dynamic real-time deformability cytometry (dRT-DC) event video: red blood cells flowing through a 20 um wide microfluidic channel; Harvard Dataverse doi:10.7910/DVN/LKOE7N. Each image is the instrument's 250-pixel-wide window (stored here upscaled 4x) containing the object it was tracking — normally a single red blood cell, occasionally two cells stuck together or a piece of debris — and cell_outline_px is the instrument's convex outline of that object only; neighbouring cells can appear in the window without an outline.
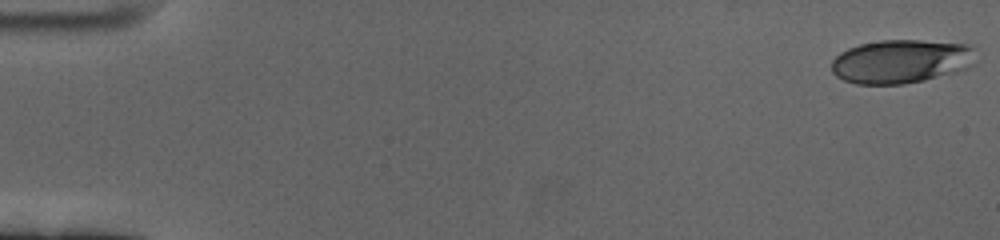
{"species": "human", "species_latin": "Homo sapiens", "temperature_condition": "cold", "stored_images_in_passage": 60, "camera_frame_rate_fps": 3000, "um_per_image_px": 0.085, "donor": {"sex": "female"}, "frame": {"image": 1, "passage_image": 1, "time_ms": 0.0, "image_size_px": [1000, 240], "cell_outline_px": [[976, 64], [968, 68], [924, 80], [904, 84], [856, 84], [844, 80], [836, 76], [832, 72], [832, 60], [840, 52], [848, 48], [860, 44], [880, 40], [920, 40], [968, 44], [972, 48]], "centroid_in_image_um": [76.58, 5.21], "position_along_channel_um": 8.4, "area_um2": 36.82}}
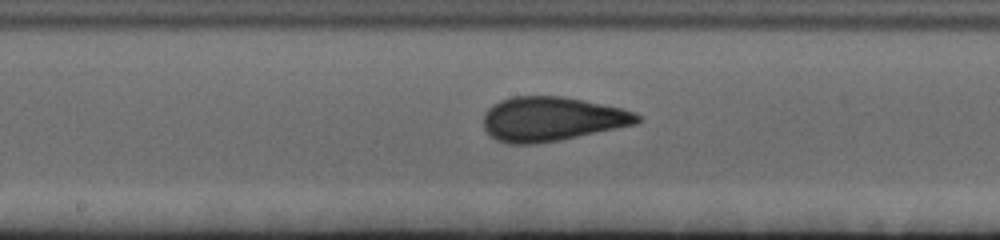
{"frame": {"image": 2, "passage_image": 32, "time_ms": 10.333, "image_size_px": [1000, 240], "cell_outline_px": [[640, 120], [636, 124], [560, 140], [536, 144], [508, 144], [496, 140], [484, 128], [484, 112], [488, 108], [500, 100], [512, 96], [564, 96], [620, 108], [636, 112], [640, 116]], "centroid_in_image_um": [46.88, 10.11], "position_along_channel_um": 201.3, "area_um2": 39.65}}
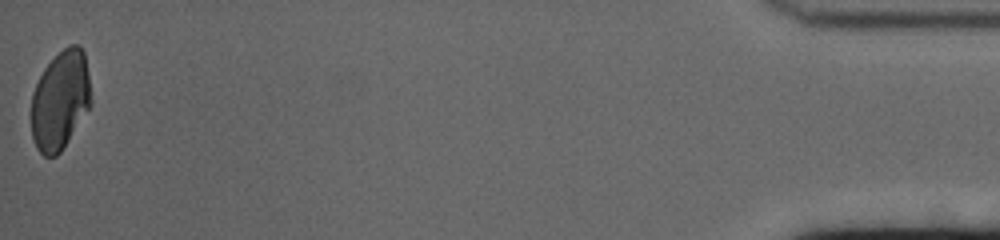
{"frame": {"image": 3, "passage_image": 60, "time_ms": 19.667, "image_size_px": [1000, 240], "cell_outline_px": [[92, 104], [60, 152], [56, 156], [44, 156], [36, 148], [32, 136], [32, 92], [44, 68], [68, 44], [80, 44], [84, 52], [92, 100]], "centroid_in_image_um": [5.13, 8.52], "position_along_channel_um": 430.1, "area_um2": 34.22}, "authors_computed_cell_mechanics": {"area_um2": 37.8879, "velocity_mm_per_s": 3.3936, "shape_relaxation_time_tau1_ms": 8.1227, "shape_relaxation_time_tau2_ms": 0.9948, "deformation_change_tau1": 0.1997, "deformation_change_tau2": 0.0809}}